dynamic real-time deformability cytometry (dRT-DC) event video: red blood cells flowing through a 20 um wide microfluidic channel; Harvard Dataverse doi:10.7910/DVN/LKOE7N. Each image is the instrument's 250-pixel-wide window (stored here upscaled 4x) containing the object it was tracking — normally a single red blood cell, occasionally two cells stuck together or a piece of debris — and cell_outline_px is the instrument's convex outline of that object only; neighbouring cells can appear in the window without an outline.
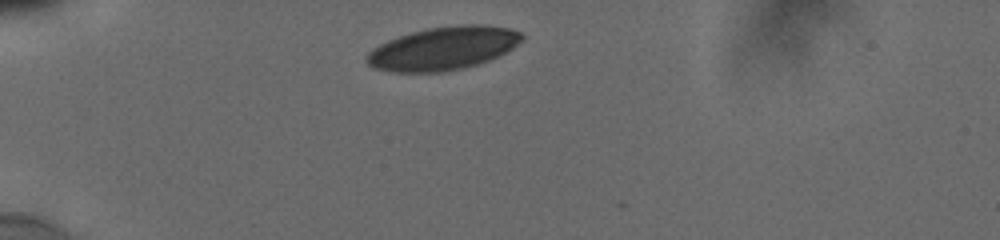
{"species": "human", "species_latin": "Homo sapiens", "temperature_condition": "cold", "stored_images_in_passage": 21, "camera_frame_rate_fps": 3000, "um_per_image_px": 0.085, "donor": {"sex": "male"}, "frame": {"image": 1, "passage_image": 1, "time_ms": 0.0, "image_size_px": [1000, 240], "cell_outline_px": [[524, 36], [512, 48], [488, 60], [476, 64], [460, 68], [436, 72], [396, 72], [376, 68], [368, 64], [364, 60], [364, 56], [372, 48], [388, 40], [412, 32], [428, 28], [464, 24], [480, 24], [508, 28], [520, 32]], "centroid_in_image_um": [37.62, 4.1], "position_along_channel_um": 47.4, "area_um2": 38.49}}
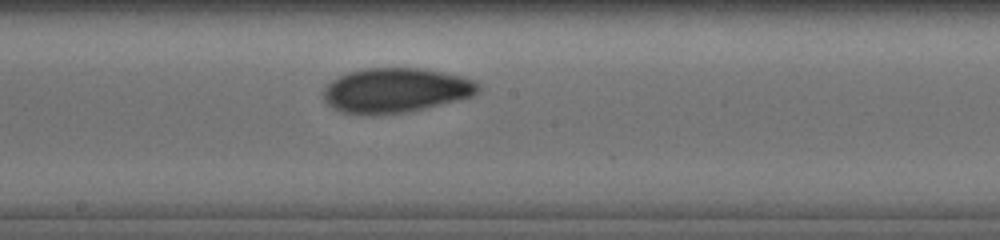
{"frame": {"image": 2, "passage_image": 10, "time_ms": 5.333, "image_size_px": [1000, 240], "cell_outline_px": [[480, 92], [472, 96], [424, 108], [404, 112], [372, 116], [340, 112], [332, 108], [324, 100], [324, 88], [332, 80], [348, 72], [364, 68], [420, 68], [444, 72], [464, 76], [476, 80], [480, 84]], "centroid_in_image_um": [33.64, 7.68], "position_along_channel_um": 214.6, "area_um2": 40.58}}
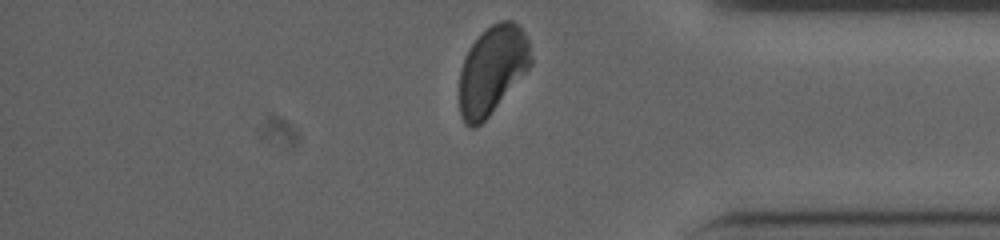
{"frame": {"image": 3, "passage_image": 21, "time_ms": 10.333, "image_size_px": [1000, 240], "cell_outline_px": [[532, 64], [488, 116], [476, 128], [472, 128], [464, 124], [460, 116], [460, 68], [464, 56], [468, 48], [480, 32], [492, 24], [500, 20], [512, 20], [524, 32], [528, 40], [532, 56]], "centroid_in_image_um": [41.81, 5.92], "position_along_channel_um": 393.4, "area_um2": 36.76}, "authors_computed_cell_mechanics": {"area_um2": 39.304, "velocity_mm_per_s": 3.8188, "shape_relaxation_time_tau1_ms": 4.738, "shape_relaxation_time_tau2_ms": 1.8831, "deformation_change_tau1": 0.1232, "deformation_change_tau2": 0.0512}}